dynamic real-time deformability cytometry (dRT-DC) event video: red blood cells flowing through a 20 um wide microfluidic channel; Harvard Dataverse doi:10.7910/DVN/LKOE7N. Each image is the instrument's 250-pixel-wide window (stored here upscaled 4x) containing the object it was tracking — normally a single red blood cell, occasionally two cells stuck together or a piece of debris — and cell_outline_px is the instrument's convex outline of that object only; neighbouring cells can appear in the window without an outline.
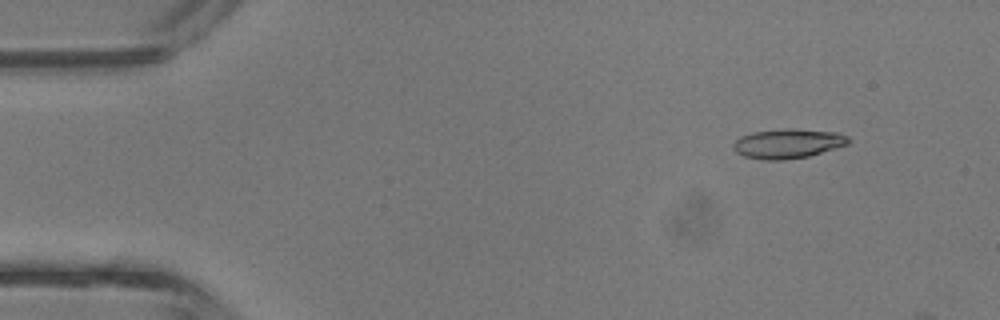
{"species": "common noctule bat (a hibernating species)", "species_latin": "Nyctalus noctula", "temperature_condition": "room temperature", "stored_images_in_passage": 7, "camera_frame_rate_fps": 3000, "um_per_image_px": 0.085, "animal": {"sex": "male", "body_mass_g": 13.3}, "frame": {"image": 1, "passage_image": 3, "time_ms": 0.667, "image_size_px": [1000, 320], "cell_outline_px": [[852, 140], [848, 144], [808, 156], [784, 160], [764, 160], [744, 156], [736, 152], [732, 148], [732, 144], [740, 136], [752, 132], [788, 128], [792, 128], [840, 132], [848, 136]], "centroid_in_image_um": [66.98, 12.19], "position_along_channel_um": 18.0, "area_um2": 20.0}}